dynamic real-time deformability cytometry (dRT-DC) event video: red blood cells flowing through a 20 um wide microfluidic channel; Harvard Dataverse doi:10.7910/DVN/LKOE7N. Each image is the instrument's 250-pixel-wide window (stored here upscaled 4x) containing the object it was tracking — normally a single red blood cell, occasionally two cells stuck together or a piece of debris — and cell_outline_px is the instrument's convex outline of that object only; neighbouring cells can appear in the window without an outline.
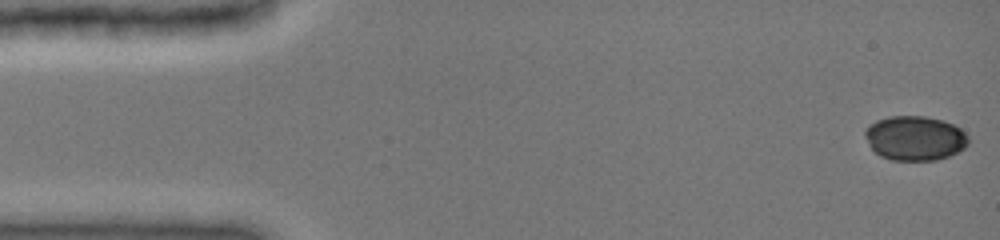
{"species": "common noctule bat (a hibernating species)", "species_latin": "Nyctalus noctula", "temperature_condition": "cold", "stored_images_in_passage": 14, "camera_frame_rate_fps": 3000, "um_per_image_px": 0.085, "animal": {"sex": "female", "body_mass_g": 19.0, "forearm_length_mm": 51.5}, "frame": {"image": 1, "passage_image": 1, "time_ms": 0.0, "image_size_px": [1000, 240], "cell_outline_px": [[968, 144], [964, 148], [948, 156], [936, 160], [892, 160], [880, 156], [872, 148], [864, 136], [864, 132], [868, 124], [876, 120], [888, 116], [924, 116], [944, 120], [960, 128], [968, 136]], "centroid_in_image_um": [77.75, 11.73], "position_along_channel_um": 7.3, "area_um2": 26.88}}
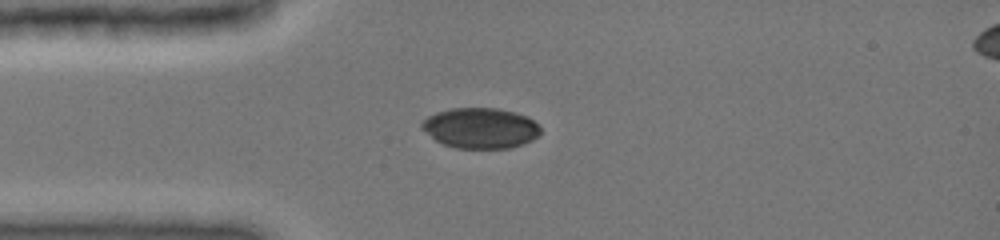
{"frame": {"image": 2, "passage_image": 10, "time_ms": 3.667, "image_size_px": [1000, 240], "cell_outline_px": [[540, 132], [532, 140], [524, 144], [508, 148], [456, 148], [444, 144], [436, 140], [420, 128], [420, 124], [428, 116], [436, 112], [452, 108], [496, 108], [516, 112], [528, 116], [540, 128]], "centroid_in_image_um": [40.83, 10.88], "position_along_channel_um": 44.2, "area_um2": 27.98}}
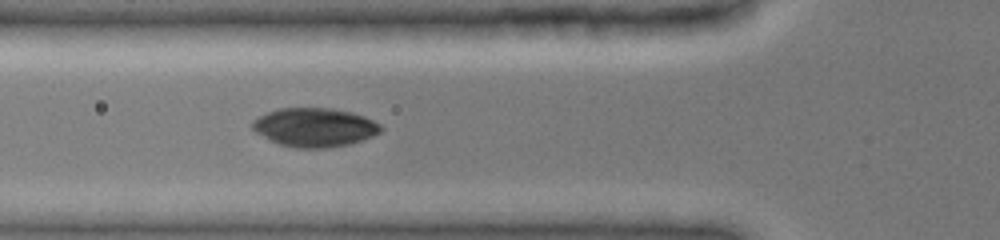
{"frame": {"image": 3, "passage_image": 14, "time_ms": 5.333, "image_size_px": [1000, 240], "cell_outline_px": [[384, 128], [380, 132], [372, 136], [348, 144], [324, 148], [296, 148], [280, 144], [268, 140], [256, 132], [252, 128], [252, 120], [268, 112], [280, 108], [332, 108], [352, 112], [364, 116], [380, 124]], "centroid_in_image_um": [26.73, 10.82], "position_along_channel_um": 99.1, "area_um2": 28.96}}